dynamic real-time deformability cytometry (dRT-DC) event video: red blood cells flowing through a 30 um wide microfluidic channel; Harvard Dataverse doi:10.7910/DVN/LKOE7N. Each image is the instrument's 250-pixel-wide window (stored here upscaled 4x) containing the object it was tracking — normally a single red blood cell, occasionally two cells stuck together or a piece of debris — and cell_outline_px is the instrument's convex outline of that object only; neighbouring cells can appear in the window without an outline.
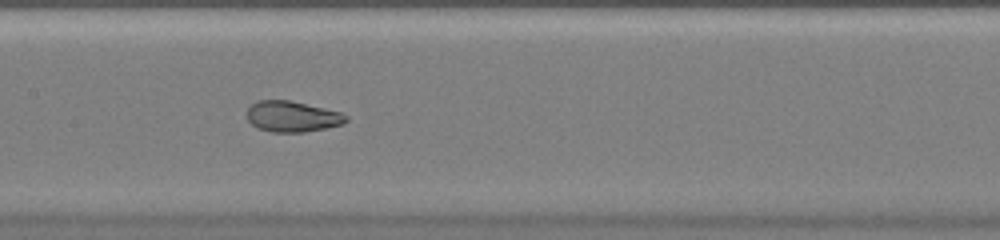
{"species": "common noctule bat (a hibernating species)", "species_latin": "Nyctalus noctula", "temperature_condition": "warm", "stored_images_in_passage": 44, "camera_frame_rate_fps": 3000, "um_per_image_px": 0.085, "animal": {"sex": "female", "body_mass_g": 20.0, "forearm_length_mm": 54.0}, "frame": {"image": 1, "passage_image": 21, "time_ms": 6.667, "image_size_px": [1000, 240], "cell_outline_px": [[348, 120], [344, 124], [304, 132], [272, 132], [256, 128], [248, 120], [248, 108], [252, 104], [260, 100], [288, 100], [324, 108], [340, 112], [348, 116]], "centroid_in_image_um": [24.85, 9.91], "position_along_channel_um": 182.6, "area_um2": 17.69}}
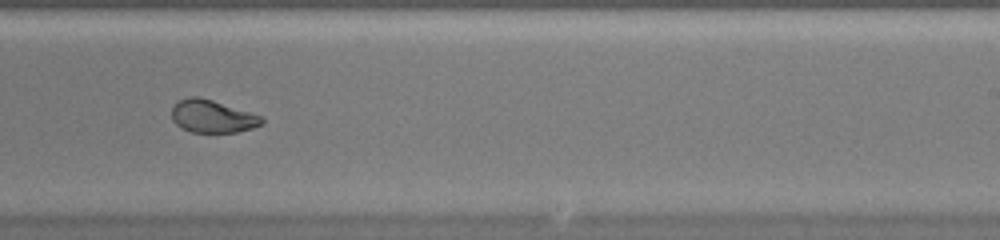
{"frame": {"image": 2, "passage_image": 27, "time_ms": 8.667, "image_size_px": [1000, 240], "cell_outline_px": [[264, 120], [260, 124], [252, 128], [236, 132], [192, 132], [180, 128], [172, 120], [172, 108], [180, 100], [188, 96], [196, 96], [212, 100], [260, 116]], "centroid_in_image_um": [18.0, 9.9], "position_along_channel_um": 271.0, "area_um2": 16.82}}
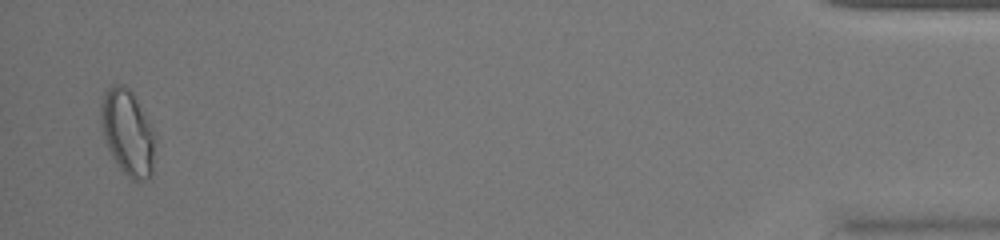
{"frame": {"image": 3, "passage_image": 43, "time_ms": 14.0, "image_size_px": [1000, 240], "cell_outline_px": [[156, 136], [152, 172], [144, 180], [132, 180], [120, 168], [112, 156], [108, 148], [104, 136], [100, 120], [100, 108], [104, 92], [112, 84], [124, 84], [136, 96]], "centroid_in_image_um": [10.85, 11.22], "position_along_channel_um": 424.3, "area_um2": 27.05}}